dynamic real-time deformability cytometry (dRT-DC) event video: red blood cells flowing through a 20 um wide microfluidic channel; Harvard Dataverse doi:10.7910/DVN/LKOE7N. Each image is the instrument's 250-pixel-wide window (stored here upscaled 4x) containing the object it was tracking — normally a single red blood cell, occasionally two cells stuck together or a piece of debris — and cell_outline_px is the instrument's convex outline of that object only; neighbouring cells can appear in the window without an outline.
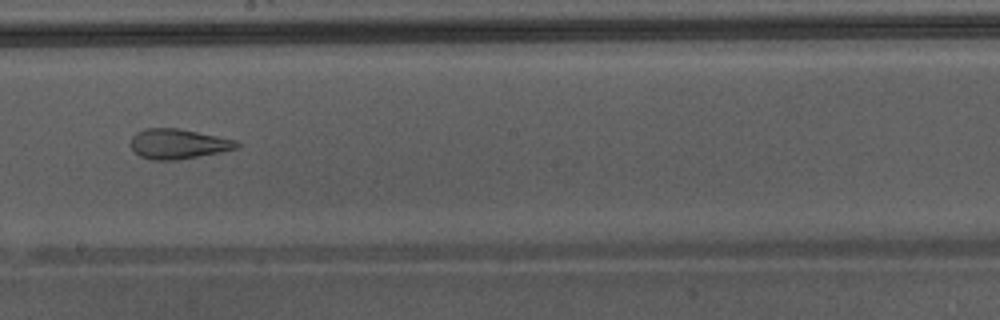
{"species": "Egyptian fruit bat (a non-hibernating species)", "species_latin": "Rousettus aegyptiacus", "temperature_condition": "warm", "stored_images_in_passage": 34, "camera_frame_rate_fps": 3000, "um_per_image_px": 0.085, "animal": {"sex": "male"}, "frame": {"image": 1, "passage_image": 20, "time_ms": 6.333, "image_size_px": [1000, 320], "cell_outline_px": [[240, 144], [236, 148], [220, 152], [176, 160], [152, 160], [140, 156], [128, 144], [132, 136], [136, 132], [144, 128], [180, 128], [216, 136], [232, 140]], "centroid_in_image_um": [15.06, 12.22], "position_along_channel_um": 233.1, "area_um2": 18.38}}